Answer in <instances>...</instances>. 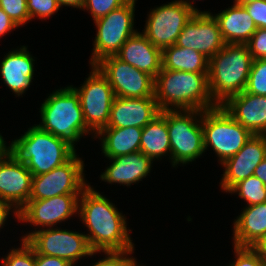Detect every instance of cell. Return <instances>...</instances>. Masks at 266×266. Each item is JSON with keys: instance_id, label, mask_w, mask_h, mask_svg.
<instances>
[{"instance_id": "ba28073f", "label": "cell", "mask_w": 266, "mask_h": 266, "mask_svg": "<svg viewBox=\"0 0 266 266\" xmlns=\"http://www.w3.org/2000/svg\"><path fill=\"white\" fill-rule=\"evenodd\" d=\"M137 0H129L106 16L96 19V36L89 64L95 65L105 57L116 55L124 43L138 32L134 28Z\"/></svg>"}, {"instance_id": "8992f818", "label": "cell", "mask_w": 266, "mask_h": 266, "mask_svg": "<svg viewBox=\"0 0 266 266\" xmlns=\"http://www.w3.org/2000/svg\"><path fill=\"white\" fill-rule=\"evenodd\" d=\"M202 110H166L171 167L186 166L205 154Z\"/></svg>"}, {"instance_id": "bcb514c9", "label": "cell", "mask_w": 266, "mask_h": 266, "mask_svg": "<svg viewBox=\"0 0 266 266\" xmlns=\"http://www.w3.org/2000/svg\"><path fill=\"white\" fill-rule=\"evenodd\" d=\"M253 1H257V0H234L233 2L237 4H247Z\"/></svg>"}, {"instance_id": "4fadbf2b", "label": "cell", "mask_w": 266, "mask_h": 266, "mask_svg": "<svg viewBox=\"0 0 266 266\" xmlns=\"http://www.w3.org/2000/svg\"><path fill=\"white\" fill-rule=\"evenodd\" d=\"M95 66L108 80L115 97H154L155 78L122 61L116 55L103 58Z\"/></svg>"}, {"instance_id": "b9f144b4", "label": "cell", "mask_w": 266, "mask_h": 266, "mask_svg": "<svg viewBox=\"0 0 266 266\" xmlns=\"http://www.w3.org/2000/svg\"><path fill=\"white\" fill-rule=\"evenodd\" d=\"M254 176L259 178L266 186V157L264 160L256 167L254 171Z\"/></svg>"}, {"instance_id": "9a60e30c", "label": "cell", "mask_w": 266, "mask_h": 266, "mask_svg": "<svg viewBox=\"0 0 266 266\" xmlns=\"http://www.w3.org/2000/svg\"><path fill=\"white\" fill-rule=\"evenodd\" d=\"M219 24L210 12H195L178 36L176 45L212 58L224 46Z\"/></svg>"}, {"instance_id": "9c48e42d", "label": "cell", "mask_w": 266, "mask_h": 266, "mask_svg": "<svg viewBox=\"0 0 266 266\" xmlns=\"http://www.w3.org/2000/svg\"><path fill=\"white\" fill-rule=\"evenodd\" d=\"M26 242L37 254L59 257L73 266L83 258L101 254L100 251L91 249L85 232L62 229L58 226L33 232Z\"/></svg>"}, {"instance_id": "7402d4cb", "label": "cell", "mask_w": 266, "mask_h": 266, "mask_svg": "<svg viewBox=\"0 0 266 266\" xmlns=\"http://www.w3.org/2000/svg\"><path fill=\"white\" fill-rule=\"evenodd\" d=\"M116 56L154 78L162 69V50L154 46L140 31L124 43Z\"/></svg>"}, {"instance_id": "3957f363", "label": "cell", "mask_w": 266, "mask_h": 266, "mask_svg": "<svg viewBox=\"0 0 266 266\" xmlns=\"http://www.w3.org/2000/svg\"><path fill=\"white\" fill-rule=\"evenodd\" d=\"M59 88L48 94L41 103V120L36 125L56 137L65 139L74 147L84 135H92L91 139H94L95 134L86 126L79 95L70 85Z\"/></svg>"}, {"instance_id": "74e56055", "label": "cell", "mask_w": 266, "mask_h": 266, "mask_svg": "<svg viewBox=\"0 0 266 266\" xmlns=\"http://www.w3.org/2000/svg\"><path fill=\"white\" fill-rule=\"evenodd\" d=\"M35 266H73L67 260L59 257L37 254L35 252Z\"/></svg>"}, {"instance_id": "ab89813d", "label": "cell", "mask_w": 266, "mask_h": 266, "mask_svg": "<svg viewBox=\"0 0 266 266\" xmlns=\"http://www.w3.org/2000/svg\"><path fill=\"white\" fill-rule=\"evenodd\" d=\"M18 29L19 26L0 8V38Z\"/></svg>"}, {"instance_id": "83f0119b", "label": "cell", "mask_w": 266, "mask_h": 266, "mask_svg": "<svg viewBox=\"0 0 266 266\" xmlns=\"http://www.w3.org/2000/svg\"><path fill=\"white\" fill-rule=\"evenodd\" d=\"M228 193L237 194L247 203L245 206L266 202V186L254 175L237 183Z\"/></svg>"}, {"instance_id": "7bdbcfd3", "label": "cell", "mask_w": 266, "mask_h": 266, "mask_svg": "<svg viewBox=\"0 0 266 266\" xmlns=\"http://www.w3.org/2000/svg\"><path fill=\"white\" fill-rule=\"evenodd\" d=\"M60 7H72L82 9L85 0H56Z\"/></svg>"}, {"instance_id": "5bb4252c", "label": "cell", "mask_w": 266, "mask_h": 266, "mask_svg": "<svg viewBox=\"0 0 266 266\" xmlns=\"http://www.w3.org/2000/svg\"><path fill=\"white\" fill-rule=\"evenodd\" d=\"M80 195H58L49 199L29 200L19 210L17 222L33 225L35 230L26 232L20 240H26L33 232L45 228L57 227L73 215L78 214ZM39 228V229H38Z\"/></svg>"}, {"instance_id": "ee69618b", "label": "cell", "mask_w": 266, "mask_h": 266, "mask_svg": "<svg viewBox=\"0 0 266 266\" xmlns=\"http://www.w3.org/2000/svg\"><path fill=\"white\" fill-rule=\"evenodd\" d=\"M174 1H182L186 6L190 7L192 10H194L195 12H210V11H201L199 10L197 7H195V2L197 0H174ZM195 1V2H194ZM199 1V0H198ZM194 3V4H193Z\"/></svg>"}, {"instance_id": "d4e9b609", "label": "cell", "mask_w": 266, "mask_h": 266, "mask_svg": "<svg viewBox=\"0 0 266 266\" xmlns=\"http://www.w3.org/2000/svg\"><path fill=\"white\" fill-rule=\"evenodd\" d=\"M142 129L105 127L95 135L94 140L97 138L100 140L101 151L105 158H114L140 151Z\"/></svg>"}, {"instance_id": "1f68e13d", "label": "cell", "mask_w": 266, "mask_h": 266, "mask_svg": "<svg viewBox=\"0 0 266 266\" xmlns=\"http://www.w3.org/2000/svg\"><path fill=\"white\" fill-rule=\"evenodd\" d=\"M0 8L20 27L30 21L27 0H0Z\"/></svg>"}, {"instance_id": "8d00e7d4", "label": "cell", "mask_w": 266, "mask_h": 266, "mask_svg": "<svg viewBox=\"0 0 266 266\" xmlns=\"http://www.w3.org/2000/svg\"><path fill=\"white\" fill-rule=\"evenodd\" d=\"M243 5L257 28L266 29V0H257Z\"/></svg>"}, {"instance_id": "d590c367", "label": "cell", "mask_w": 266, "mask_h": 266, "mask_svg": "<svg viewBox=\"0 0 266 266\" xmlns=\"http://www.w3.org/2000/svg\"><path fill=\"white\" fill-rule=\"evenodd\" d=\"M246 45L253 59L266 58V29L257 28Z\"/></svg>"}, {"instance_id": "cb8c5ba5", "label": "cell", "mask_w": 266, "mask_h": 266, "mask_svg": "<svg viewBox=\"0 0 266 266\" xmlns=\"http://www.w3.org/2000/svg\"><path fill=\"white\" fill-rule=\"evenodd\" d=\"M210 13L217 20L226 44H246L256 32L257 26L243 5L233 2L217 14Z\"/></svg>"}, {"instance_id": "f1b7e54d", "label": "cell", "mask_w": 266, "mask_h": 266, "mask_svg": "<svg viewBox=\"0 0 266 266\" xmlns=\"http://www.w3.org/2000/svg\"><path fill=\"white\" fill-rule=\"evenodd\" d=\"M19 247L10 249L6 256L1 257V266H35V250L21 240Z\"/></svg>"}, {"instance_id": "6da1fadb", "label": "cell", "mask_w": 266, "mask_h": 266, "mask_svg": "<svg viewBox=\"0 0 266 266\" xmlns=\"http://www.w3.org/2000/svg\"><path fill=\"white\" fill-rule=\"evenodd\" d=\"M90 184L78 202L79 221L87 228L85 235L93 251H124L135 249L127 218L118 208Z\"/></svg>"}, {"instance_id": "e0dca14e", "label": "cell", "mask_w": 266, "mask_h": 266, "mask_svg": "<svg viewBox=\"0 0 266 266\" xmlns=\"http://www.w3.org/2000/svg\"><path fill=\"white\" fill-rule=\"evenodd\" d=\"M32 173L13 153L0 162V199L18 211L29 201Z\"/></svg>"}, {"instance_id": "4dcf8cb0", "label": "cell", "mask_w": 266, "mask_h": 266, "mask_svg": "<svg viewBox=\"0 0 266 266\" xmlns=\"http://www.w3.org/2000/svg\"><path fill=\"white\" fill-rule=\"evenodd\" d=\"M232 246L235 259L226 266H266V261L256 247Z\"/></svg>"}, {"instance_id": "4316f807", "label": "cell", "mask_w": 266, "mask_h": 266, "mask_svg": "<svg viewBox=\"0 0 266 266\" xmlns=\"http://www.w3.org/2000/svg\"><path fill=\"white\" fill-rule=\"evenodd\" d=\"M209 59L191 48L172 45L162 50V68L174 71L208 73Z\"/></svg>"}, {"instance_id": "f35d334b", "label": "cell", "mask_w": 266, "mask_h": 266, "mask_svg": "<svg viewBox=\"0 0 266 266\" xmlns=\"http://www.w3.org/2000/svg\"><path fill=\"white\" fill-rule=\"evenodd\" d=\"M10 212L13 213V218L15 216V219L19 220V211L11 203L0 199V231L8 223Z\"/></svg>"}, {"instance_id": "ac0fdd59", "label": "cell", "mask_w": 266, "mask_h": 266, "mask_svg": "<svg viewBox=\"0 0 266 266\" xmlns=\"http://www.w3.org/2000/svg\"><path fill=\"white\" fill-rule=\"evenodd\" d=\"M0 63L1 80L16 97H23L32 80L35 72V58L28 50V46H18L11 49Z\"/></svg>"}, {"instance_id": "7dc6e473", "label": "cell", "mask_w": 266, "mask_h": 266, "mask_svg": "<svg viewBox=\"0 0 266 266\" xmlns=\"http://www.w3.org/2000/svg\"><path fill=\"white\" fill-rule=\"evenodd\" d=\"M137 259H135L129 266H145V265H141V264H139V263H137V261H136Z\"/></svg>"}, {"instance_id": "7c38bea8", "label": "cell", "mask_w": 266, "mask_h": 266, "mask_svg": "<svg viewBox=\"0 0 266 266\" xmlns=\"http://www.w3.org/2000/svg\"><path fill=\"white\" fill-rule=\"evenodd\" d=\"M142 33L157 48L175 45L185 24L195 11L182 1H172L150 9Z\"/></svg>"}, {"instance_id": "8fae6325", "label": "cell", "mask_w": 266, "mask_h": 266, "mask_svg": "<svg viewBox=\"0 0 266 266\" xmlns=\"http://www.w3.org/2000/svg\"><path fill=\"white\" fill-rule=\"evenodd\" d=\"M84 167L82 157L76 153L63 165L48 173L33 176L29 200L49 199L58 195H81L91 184L85 178Z\"/></svg>"}, {"instance_id": "277c9868", "label": "cell", "mask_w": 266, "mask_h": 266, "mask_svg": "<svg viewBox=\"0 0 266 266\" xmlns=\"http://www.w3.org/2000/svg\"><path fill=\"white\" fill-rule=\"evenodd\" d=\"M253 60L246 44H225L209 59V91L217 105L245 91Z\"/></svg>"}, {"instance_id": "5b68a950", "label": "cell", "mask_w": 266, "mask_h": 266, "mask_svg": "<svg viewBox=\"0 0 266 266\" xmlns=\"http://www.w3.org/2000/svg\"><path fill=\"white\" fill-rule=\"evenodd\" d=\"M11 143L12 153L26 164L33 176L48 173L77 153L68 141L42 130L36 124Z\"/></svg>"}, {"instance_id": "52a82bcc", "label": "cell", "mask_w": 266, "mask_h": 266, "mask_svg": "<svg viewBox=\"0 0 266 266\" xmlns=\"http://www.w3.org/2000/svg\"><path fill=\"white\" fill-rule=\"evenodd\" d=\"M204 149L210 148L218 157L219 164L235 155L253 134L234 120L226 110L218 105L204 110L201 117Z\"/></svg>"}, {"instance_id": "f546056e", "label": "cell", "mask_w": 266, "mask_h": 266, "mask_svg": "<svg viewBox=\"0 0 266 266\" xmlns=\"http://www.w3.org/2000/svg\"><path fill=\"white\" fill-rule=\"evenodd\" d=\"M245 92L266 96V58L253 60Z\"/></svg>"}, {"instance_id": "2e32d148", "label": "cell", "mask_w": 266, "mask_h": 266, "mask_svg": "<svg viewBox=\"0 0 266 266\" xmlns=\"http://www.w3.org/2000/svg\"><path fill=\"white\" fill-rule=\"evenodd\" d=\"M265 157V137L253 134L235 155L221 164L224 169L219 183L222 192L228 193L237 183L252 176Z\"/></svg>"}, {"instance_id": "e575fe53", "label": "cell", "mask_w": 266, "mask_h": 266, "mask_svg": "<svg viewBox=\"0 0 266 266\" xmlns=\"http://www.w3.org/2000/svg\"><path fill=\"white\" fill-rule=\"evenodd\" d=\"M134 250L128 249L124 251H100L104 253L102 259H98L89 266H129L136 258L133 255Z\"/></svg>"}, {"instance_id": "836d02e7", "label": "cell", "mask_w": 266, "mask_h": 266, "mask_svg": "<svg viewBox=\"0 0 266 266\" xmlns=\"http://www.w3.org/2000/svg\"><path fill=\"white\" fill-rule=\"evenodd\" d=\"M60 8L56 0H27L30 21L36 18L41 21L50 19Z\"/></svg>"}, {"instance_id": "d6986e66", "label": "cell", "mask_w": 266, "mask_h": 266, "mask_svg": "<svg viewBox=\"0 0 266 266\" xmlns=\"http://www.w3.org/2000/svg\"><path fill=\"white\" fill-rule=\"evenodd\" d=\"M158 114L160 109L154 97L146 98H124L115 97L112 103L110 119L107 127L143 128L150 123Z\"/></svg>"}, {"instance_id": "ffe728a7", "label": "cell", "mask_w": 266, "mask_h": 266, "mask_svg": "<svg viewBox=\"0 0 266 266\" xmlns=\"http://www.w3.org/2000/svg\"><path fill=\"white\" fill-rule=\"evenodd\" d=\"M221 106L252 134L266 132V96L243 91L228 98Z\"/></svg>"}, {"instance_id": "44dd1931", "label": "cell", "mask_w": 266, "mask_h": 266, "mask_svg": "<svg viewBox=\"0 0 266 266\" xmlns=\"http://www.w3.org/2000/svg\"><path fill=\"white\" fill-rule=\"evenodd\" d=\"M109 166L101 172L100 180L109 184L131 186L149 176L153 160L141 151L109 158Z\"/></svg>"}, {"instance_id": "f6af8a7d", "label": "cell", "mask_w": 266, "mask_h": 266, "mask_svg": "<svg viewBox=\"0 0 266 266\" xmlns=\"http://www.w3.org/2000/svg\"><path fill=\"white\" fill-rule=\"evenodd\" d=\"M256 248L260 251L262 258L266 261V237L260 242V244Z\"/></svg>"}, {"instance_id": "60d3db41", "label": "cell", "mask_w": 266, "mask_h": 266, "mask_svg": "<svg viewBox=\"0 0 266 266\" xmlns=\"http://www.w3.org/2000/svg\"><path fill=\"white\" fill-rule=\"evenodd\" d=\"M1 134L2 133H0V162L5 160L12 153V143L7 144L5 138H3Z\"/></svg>"}, {"instance_id": "30bf717a", "label": "cell", "mask_w": 266, "mask_h": 266, "mask_svg": "<svg viewBox=\"0 0 266 266\" xmlns=\"http://www.w3.org/2000/svg\"><path fill=\"white\" fill-rule=\"evenodd\" d=\"M80 87L70 85L79 95L86 126L96 135L107 127L115 94L106 77L95 66Z\"/></svg>"}, {"instance_id": "d6a6232c", "label": "cell", "mask_w": 266, "mask_h": 266, "mask_svg": "<svg viewBox=\"0 0 266 266\" xmlns=\"http://www.w3.org/2000/svg\"><path fill=\"white\" fill-rule=\"evenodd\" d=\"M129 0H85L81 10L88 11L95 21L98 18L106 16L111 11L118 9Z\"/></svg>"}, {"instance_id": "7a4b0ae2", "label": "cell", "mask_w": 266, "mask_h": 266, "mask_svg": "<svg viewBox=\"0 0 266 266\" xmlns=\"http://www.w3.org/2000/svg\"><path fill=\"white\" fill-rule=\"evenodd\" d=\"M154 98L160 111L208 110L217 107L208 85V73L161 69L155 77Z\"/></svg>"}, {"instance_id": "484cf974", "label": "cell", "mask_w": 266, "mask_h": 266, "mask_svg": "<svg viewBox=\"0 0 266 266\" xmlns=\"http://www.w3.org/2000/svg\"><path fill=\"white\" fill-rule=\"evenodd\" d=\"M140 151L150 157L154 162L159 159L162 160V157H167L171 163L170 137L166 122V110L160 111V114L143 127Z\"/></svg>"}, {"instance_id": "603a6c76", "label": "cell", "mask_w": 266, "mask_h": 266, "mask_svg": "<svg viewBox=\"0 0 266 266\" xmlns=\"http://www.w3.org/2000/svg\"><path fill=\"white\" fill-rule=\"evenodd\" d=\"M233 221L232 244L257 247L266 237V202L245 206Z\"/></svg>"}]
</instances>
